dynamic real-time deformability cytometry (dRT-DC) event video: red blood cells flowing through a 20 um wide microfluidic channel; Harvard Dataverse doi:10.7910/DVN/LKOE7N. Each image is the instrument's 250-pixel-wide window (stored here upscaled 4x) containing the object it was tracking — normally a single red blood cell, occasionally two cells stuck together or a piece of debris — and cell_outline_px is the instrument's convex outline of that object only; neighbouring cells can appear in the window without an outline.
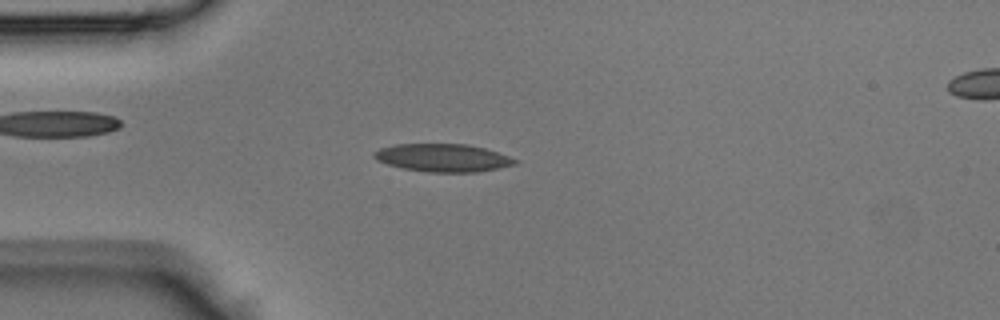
{"species": "Egyptian fruit bat (a non-hibernating species)", "species_latin": "Rousettus aegyptiacus", "temperature_condition": "room temperature", "stored_images_in_passage": 41, "camera_frame_rate_fps": 3000, "um_per_image_px": 0.085, "animal": {"sex": "male"}, "frame": {"image": 1, "passage_image": 10, "time_ms": 3.0, "image_size_px": [1000, 320], "cell_outline_px": [[516, 164], [480, 172], [428, 172], [400, 168], [376, 160], [372, 156], [372, 152], [380, 148], [396, 144], [468, 144], [484, 148], [508, 156], [516, 160]], "centroid_in_image_um": [37.59, 13.41], "position_along_channel_um": 47.4, "area_um2": 22.89}}
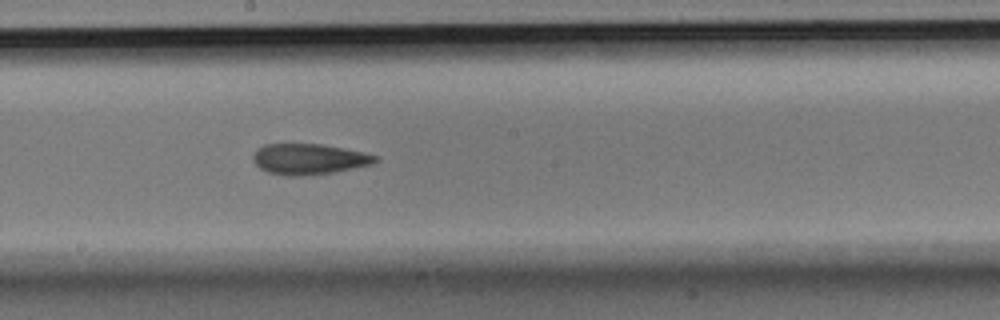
{"frame": {"image": 2, "passage_image": 22, "time_ms": 7.0, "image_size_px": [1000, 320], "cell_outline_px": [[380, 160], [376, 164], [336, 172], [304, 176], [284, 176], [268, 172], [260, 168], [252, 160], [252, 156], [256, 148], [264, 144], [320, 144], [344, 148], [364, 152], [380, 156]], "centroid_in_image_um": [26.31, 13.53], "position_along_channel_um": 221.9, "area_um2": 22.43}}
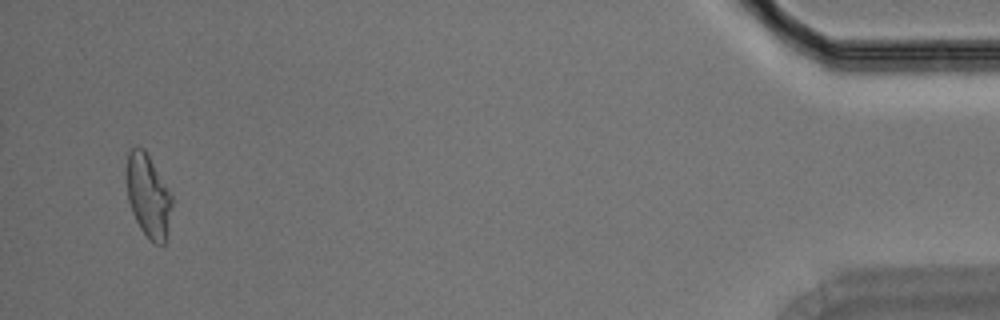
{"frame": {"image": 3, "passage_image": 40, "time_ms": 13.0, "image_size_px": [1000, 320], "cell_outline_px": [[172, 204], [164, 244], [156, 244], [140, 228], [132, 212], [128, 200], [128, 152], [132, 148], [144, 148], [172, 196]], "centroid_in_image_um": [12.6, 16.65], "position_along_channel_um": 422.6, "area_um2": 21.04}}